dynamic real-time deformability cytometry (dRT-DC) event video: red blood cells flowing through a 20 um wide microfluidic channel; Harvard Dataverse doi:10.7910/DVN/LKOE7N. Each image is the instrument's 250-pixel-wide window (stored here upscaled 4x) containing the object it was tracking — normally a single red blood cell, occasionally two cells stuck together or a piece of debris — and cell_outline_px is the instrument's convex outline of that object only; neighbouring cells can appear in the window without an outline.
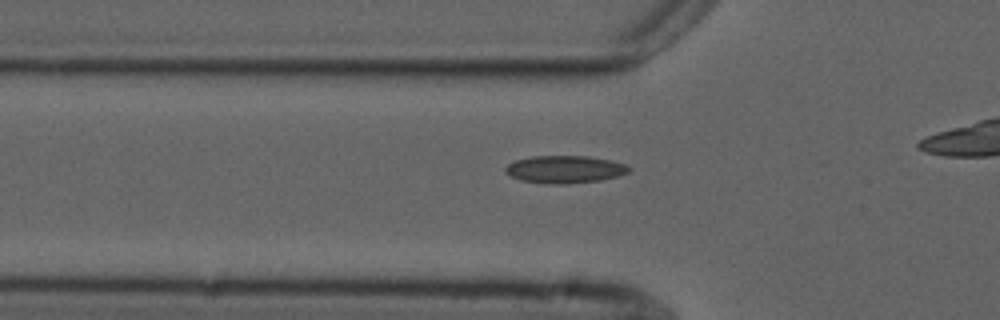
{"species": "common noctule bat (a hibernating species)", "species_latin": "Nyctalus noctula", "temperature_condition": "cold", "stored_images_in_passage": 36, "camera_frame_rate_fps": 3000, "um_per_image_px": 0.085, "animal": {"sex": "male", "forearm_length_mm": 52.5}, "frame": {"image": 1, "passage_image": 7, "time_ms": 2.0, "image_size_px": [1000, 320], "cell_outline_px": [[632, 168], [628, 172], [620, 176], [600, 180], [568, 184], [552, 184], [520, 180], [504, 172], [504, 168], [508, 164], [516, 160], [532, 156], [588, 156], [628, 164]], "centroid_in_image_um": [48.03, 14.39], "position_along_channel_um": 77.8, "area_um2": 19.88}}
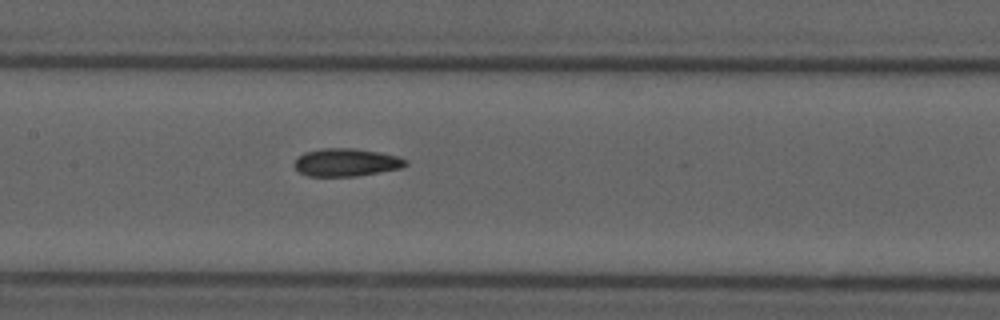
{"frame": {"image": 2, "passage_image": 15, "time_ms": 4.667, "image_size_px": [1000, 320], "cell_outline_px": [[408, 164], [400, 168], [356, 176], [308, 176], [300, 172], [292, 164], [296, 156], [304, 152], [324, 148], [356, 148], [380, 152], [396, 156], [408, 160]], "centroid_in_image_um": [29.39, 13.79], "position_along_channel_um": 178.0, "area_um2": 18.15}}
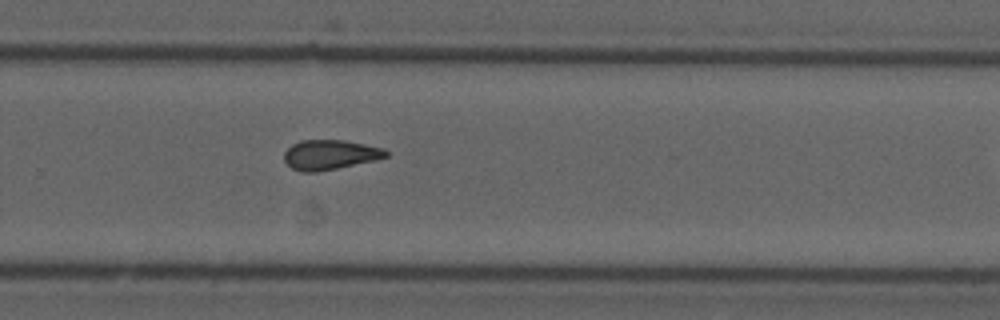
{"frame": {"image": 3, "passage_image": 25, "time_ms": 8.0, "image_size_px": [1000, 320], "cell_outline_px": [[388, 156], [376, 160], [316, 172], [304, 172], [292, 168], [284, 160], [284, 152], [292, 144], [300, 140], [344, 140], [384, 148], [388, 152]], "centroid_in_image_um": [28.05, 13.14], "position_along_channel_um": 301.8, "area_um2": 17.57}, "authors_computed_cell_mechanics": {"area_um2": 17.918, "velocity_mm_per_s": 3.7288, "shape_relaxation_time_tau1_ms": 8.4032, "shape_relaxation_time_tau2_ms": 4.3099, "deformation_change_tau1": 0.1565, "deformation_change_tau2": 0.1111}}